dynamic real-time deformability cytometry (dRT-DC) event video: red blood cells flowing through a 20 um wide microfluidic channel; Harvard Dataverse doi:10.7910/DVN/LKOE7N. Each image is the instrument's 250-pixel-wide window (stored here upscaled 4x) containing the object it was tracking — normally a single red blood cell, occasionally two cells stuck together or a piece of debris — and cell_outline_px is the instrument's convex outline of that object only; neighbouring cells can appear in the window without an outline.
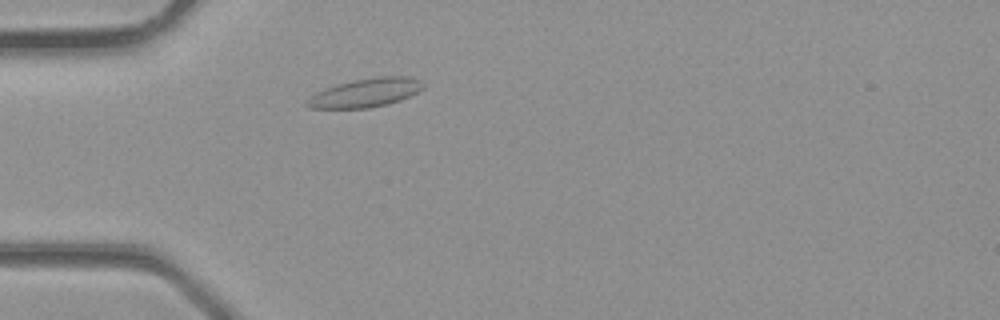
{"species": "common noctule bat (a hibernating species)", "species_latin": "Nyctalus noctula", "temperature_condition": "room temperature", "stored_images_in_passage": 2, "camera_frame_rate_fps": 3000, "um_per_image_px": 0.085, "animal": {"sex": "male", "body_mass_g": 23.1, "forearm_length_mm": 52.7}, "frame": {"image": 1, "passage_image": 2, "time_ms": 0.333, "image_size_px": [1000, 320], "cell_outline_px": [[424, 88], [400, 100], [388, 104], [368, 108], [308, 108], [304, 104], [316, 92], [324, 88], [352, 80], [376, 76], [408, 76], [420, 80], [424, 84]], "centroid_in_image_um": [31.07, 7.87], "position_along_channel_um": 53.9, "area_um2": 19.42}}